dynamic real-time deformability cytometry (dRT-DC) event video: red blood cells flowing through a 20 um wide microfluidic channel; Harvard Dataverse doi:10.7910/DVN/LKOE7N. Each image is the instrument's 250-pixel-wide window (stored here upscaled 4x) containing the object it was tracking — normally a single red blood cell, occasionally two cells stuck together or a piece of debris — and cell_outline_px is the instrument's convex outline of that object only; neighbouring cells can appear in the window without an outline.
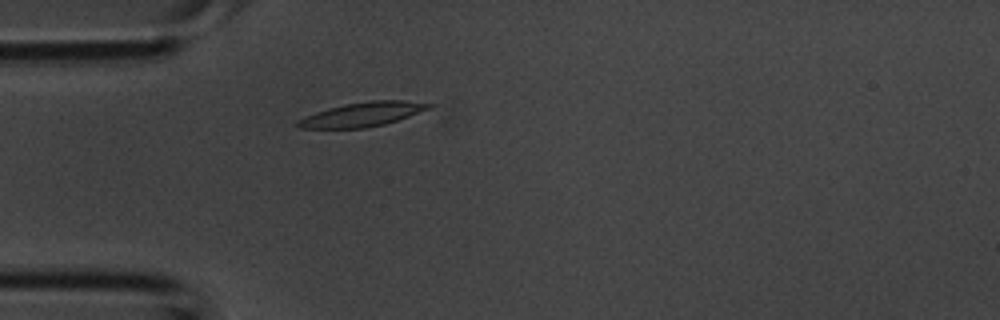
{"species": "common noctule bat (a hibernating species)", "species_latin": "Nyctalus noctula", "temperature_condition": "room temperature", "stored_images_in_passage": 1, "camera_frame_rate_fps": 3000, "um_per_image_px": 0.085, "animal": {"sex": "male", "body_mass_g": 20.1, "forearm_length_mm": 53.5}, "frame": {"image": 1, "passage_image": 1, "time_ms": 0.0, "image_size_px": [1000, 320], "cell_outline_px": [[432, 108], [384, 124], [364, 128], [300, 128], [296, 124], [296, 120], [304, 116], [328, 108], [344, 104], [368, 100], [404, 100], [432, 104]], "centroid_in_image_um": [30.78, 9.71], "position_along_channel_um": 54.2, "area_um2": 18.44}}